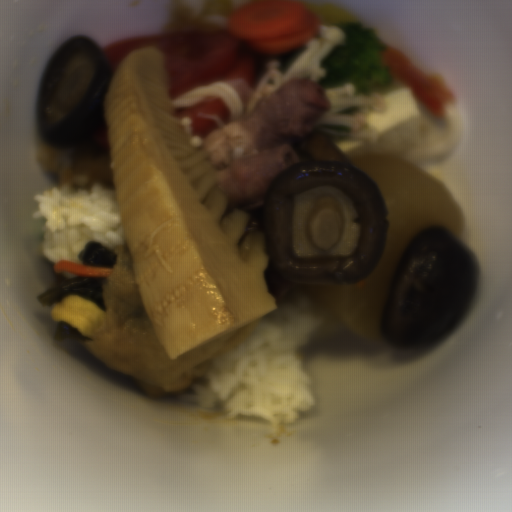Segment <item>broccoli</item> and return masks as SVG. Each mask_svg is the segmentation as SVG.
I'll list each match as a JSON object with an SVG mask.
<instances>
[{
    "label": "broccoli",
    "instance_id": "obj_1",
    "mask_svg": "<svg viewBox=\"0 0 512 512\" xmlns=\"http://www.w3.org/2000/svg\"><path fill=\"white\" fill-rule=\"evenodd\" d=\"M338 27L345 32L344 39L327 50L321 61L325 70L323 78L318 81L321 90L354 83L360 96L385 92L393 75L382 56L386 48L384 40L373 26L358 21Z\"/></svg>",
    "mask_w": 512,
    "mask_h": 512
},
{
    "label": "broccoli",
    "instance_id": "obj_2",
    "mask_svg": "<svg viewBox=\"0 0 512 512\" xmlns=\"http://www.w3.org/2000/svg\"><path fill=\"white\" fill-rule=\"evenodd\" d=\"M307 45V44H306ZM306 45L297 46L284 53L277 55L275 62H279L278 68L280 72H288L299 55L305 49Z\"/></svg>",
    "mask_w": 512,
    "mask_h": 512
}]
</instances>
